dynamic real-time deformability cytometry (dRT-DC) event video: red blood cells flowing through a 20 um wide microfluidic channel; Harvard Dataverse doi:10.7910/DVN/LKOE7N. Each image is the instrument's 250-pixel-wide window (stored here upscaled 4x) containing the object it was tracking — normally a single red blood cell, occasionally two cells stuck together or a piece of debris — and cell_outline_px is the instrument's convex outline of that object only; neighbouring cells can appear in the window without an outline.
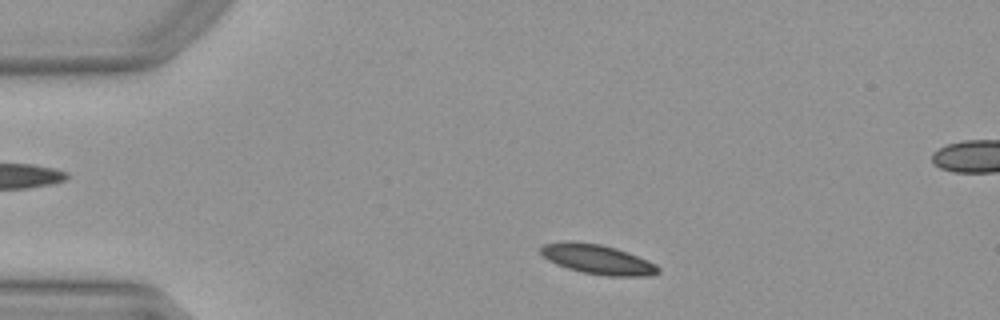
{"species": "Egyptian fruit bat (a non-hibernating species)", "species_latin": "Rousettus aegyptiacus", "temperature_condition": "warm", "stored_images_in_passage": 47, "camera_frame_rate_fps": 3000, "um_per_image_px": 0.085, "animal": {"sex": "female"}, "frame": {"image": 1, "passage_image": 5, "time_ms": 1.333, "image_size_px": [1000, 320], "cell_outline_px": [[660, 272], [652, 276], [608, 276], [580, 272], [556, 264], [548, 260], [540, 252], [540, 248], [544, 244], [568, 240], [572, 240], [600, 244], [616, 248], [648, 260], [656, 264], [660, 268]], "centroid_in_image_um": [50.8, 22.04], "position_along_channel_um": 34.2, "area_um2": 20.46}}
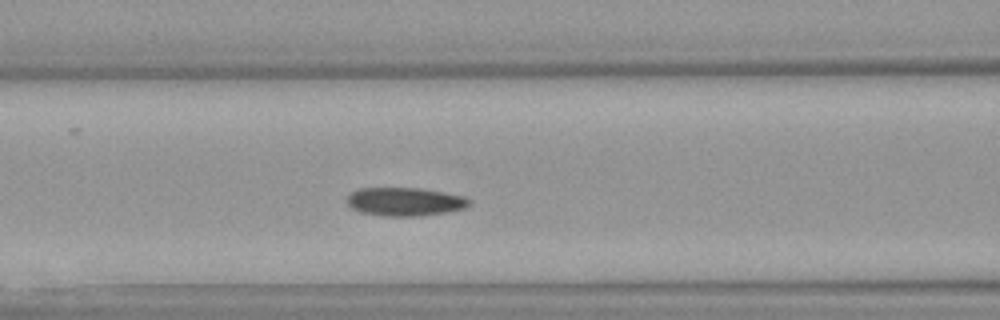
{"frame": {"image": 2, "passage_image": 16, "time_ms": 5.0, "image_size_px": [1000, 320], "cell_outline_px": [[472, 200], [464, 208], [444, 212], [420, 216], [380, 216], [360, 212], [352, 208], [348, 204], [348, 196], [352, 192], [360, 188], [420, 188], [444, 192], [464, 196]], "centroid_in_image_um": [34.41, 17.14], "position_along_channel_um": 132.2, "area_um2": 20.17}}
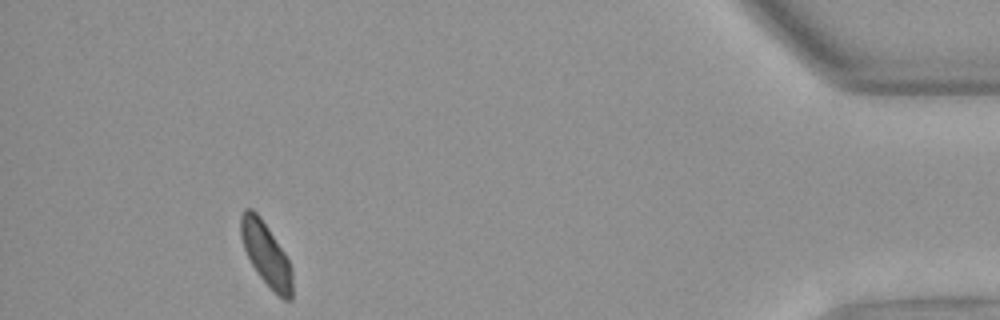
{"frame": {"image": 3, "passage_image": 42, "time_ms": 13.667, "image_size_px": [1000, 320], "cell_outline_px": [[292, 300], [284, 300], [256, 272], [244, 248], [240, 236], [240, 216], [244, 208], [252, 208], [260, 216], [284, 252], [292, 268]], "centroid_in_image_um": [22.6, 21.56], "position_along_channel_um": 412.6, "area_um2": 18.73}, "authors_computed_cell_mechanics": {"area_um2": 20.1722, "velocity_mm_per_s": 3.9568, "shape_relaxation_time_tau1_ms": 6.0812, "shape_relaxation_time_tau2_ms": 7.337, "deformation_change_tau1": 0.1107, "deformation_change_tau2": 0.1039}}